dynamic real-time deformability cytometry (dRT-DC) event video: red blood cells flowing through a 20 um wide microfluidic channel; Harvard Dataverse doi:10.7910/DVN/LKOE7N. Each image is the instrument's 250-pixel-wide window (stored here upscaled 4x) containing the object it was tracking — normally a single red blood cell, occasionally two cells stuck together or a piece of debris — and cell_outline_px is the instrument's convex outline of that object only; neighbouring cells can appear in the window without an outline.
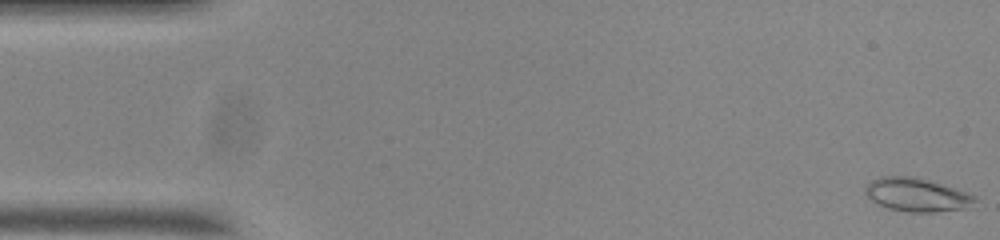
{"species": "common noctule bat (a hibernating species)", "species_latin": "Nyctalus noctula", "temperature_condition": "room temperature", "stored_images_in_passage": 55, "camera_frame_rate_fps": 3000, "um_per_image_px": 0.085, "animal": {"sex": "male", "body_mass_g": 20.0, "forearm_length_mm": 53.3}, "frame": {"image": 1, "passage_image": 1, "time_ms": 0.0, "image_size_px": [1000, 240], "cell_outline_px": [[976, 200], [964, 208], [932, 212], [908, 212], [888, 208], [872, 200], [864, 192], [864, 188], [872, 180], [880, 176], [916, 176], [944, 184], [976, 196]], "centroid_in_image_um": [77.9, 16.53], "position_along_channel_um": 7.1, "area_um2": 21.21}}
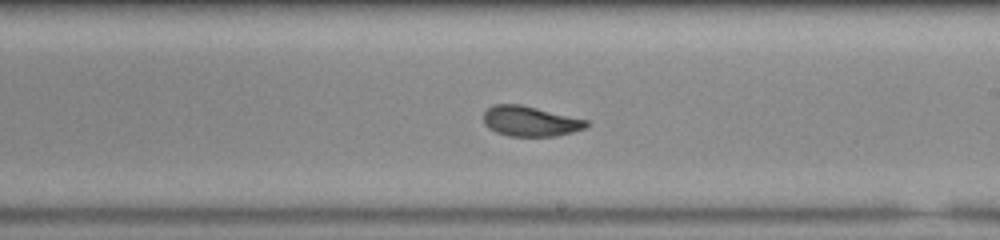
{"frame": {"image": 2, "passage_image": 31, "time_ms": 10.0, "image_size_px": [1000, 240], "cell_outline_px": [[592, 124], [584, 128], [572, 132], [556, 136], [508, 136], [496, 132], [488, 128], [484, 124], [484, 112], [488, 108], [496, 104], [520, 104], [588, 120]], "centroid_in_image_um": [45.08, 10.31], "position_along_channel_um": 243.9, "area_um2": 18.09}}
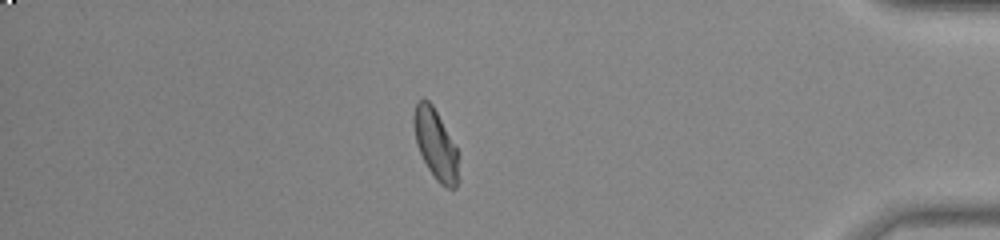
{"frame": {"image": 3, "passage_image": 47, "time_ms": 15.333, "image_size_px": [1000, 240], "cell_outline_px": [[456, 188], [448, 188], [440, 184], [436, 180], [428, 168], [416, 144], [412, 120], [412, 116], [416, 104], [424, 96], [432, 104], [456, 148]], "centroid_in_image_um": [36.96, 12.21], "position_along_channel_um": 398.2, "area_um2": 17.69}, "authors_computed_cell_mechanics": {"area_um2": 18.6694, "velocity_mm_per_s": 3.6893, "shape_relaxation_time_tau1_ms": 6.4542, "shape_relaxation_time_tau2_ms": 1.0661, "deformation_change_tau1": 0.1852, "deformation_change_tau2": 0.0624}}